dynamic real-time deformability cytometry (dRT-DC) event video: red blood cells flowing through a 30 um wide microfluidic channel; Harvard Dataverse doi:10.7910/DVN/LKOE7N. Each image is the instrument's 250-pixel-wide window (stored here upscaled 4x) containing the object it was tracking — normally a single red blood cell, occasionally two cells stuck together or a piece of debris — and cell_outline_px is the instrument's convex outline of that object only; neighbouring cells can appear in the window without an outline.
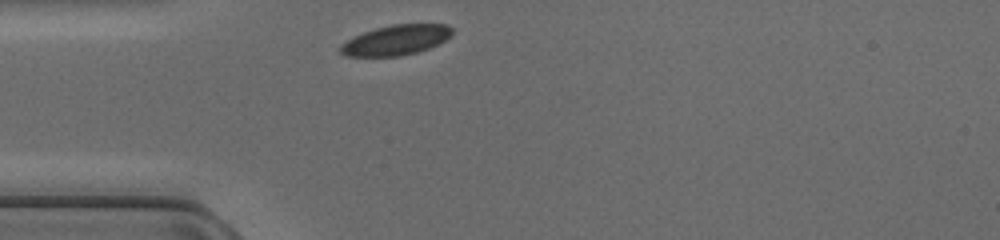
{"species": "common noctule bat (a hibernating species)", "species_latin": "Nyctalus noctula", "temperature_condition": "cold", "stored_images_in_passage": 26, "camera_frame_rate_fps": 3000, "um_per_image_px": 0.085, "animal": {"sex": "female", "body_mass_g": 17.0, "forearm_length_mm": 48.0}, "frame": {"image": 1, "passage_image": 1, "time_ms": 0.0, "image_size_px": [1000, 240], "cell_outline_px": [[452, 32], [444, 40], [428, 48], [416, 52], [400, 56], [344, 56], [340, 52], [340, 44], [352, 36], [376, 28], [392, 24], [448, 24], [452, 28]], "centroid_in_image_um": [33.6, 3.4], "position_along_channel_um": 51.4, "area_um2": 19.48}}
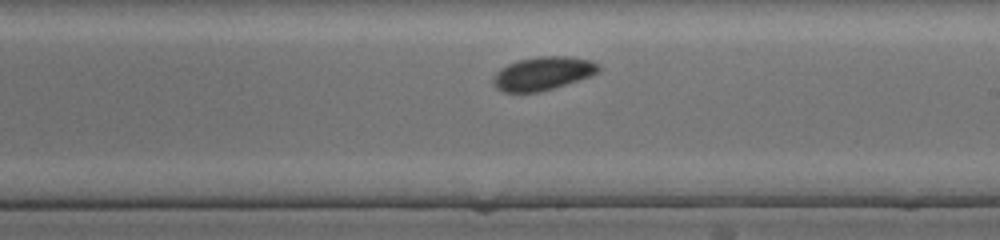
{"frame": {"image": 2, "passage_image": 15, "time_ms": 4.667, "image_size_px": [1000, 240], "cell_outline_px": [[600, 72], [592, 76], [552, 88], [536, 92], [504, 92], [496, 88], [492, 84], [492, 76], [500, 68], [516, 60], [540, 56], [568, 56], [588, 60], [600, 64]], "centroid_in_image_um": [46.12, 6.23], "position_along_channel_um": 242.9, "area_um2": 20.63}}
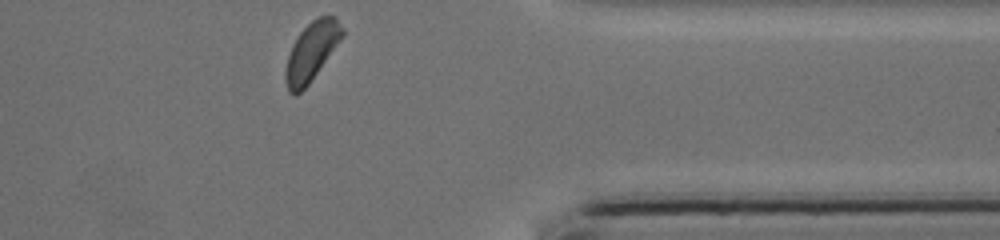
{"frame": {"image": 3, "passage_image": 26, "time_ms": 8.333, "image_size_px": [1000, 240], "cell_outline_px": [[344, 36], [308, 84], [296, 96], [292, 96], [288, 92], [284, 80], [284, 72], [288, 56], [292, 44], [300, 32], [312, 20], [320, 16], [336, 16], [344, 28]], "centroid_in_image_um": [26.47, 4.39], "position_along_channel_um": 384.9, "area_um2": 19.48}}